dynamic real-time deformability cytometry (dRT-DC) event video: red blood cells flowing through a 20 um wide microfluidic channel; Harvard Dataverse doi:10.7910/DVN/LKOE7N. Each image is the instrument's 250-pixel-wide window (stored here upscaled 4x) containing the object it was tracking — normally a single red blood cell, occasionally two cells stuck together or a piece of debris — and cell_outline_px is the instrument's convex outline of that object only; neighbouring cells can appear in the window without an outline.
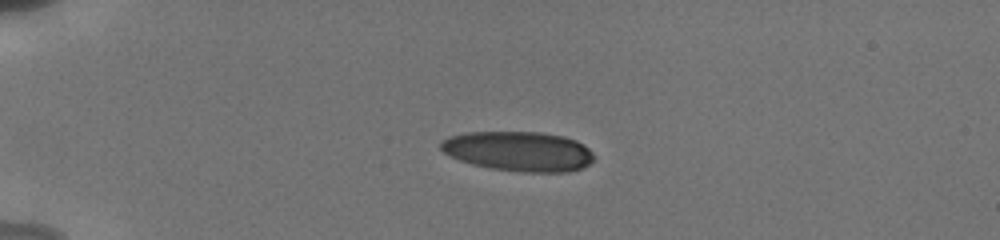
{"species": "human", "species_latin": "Homo sapiens", "temperature_condition": "cold", "stored_images_in_passage": 18, "camera_frame_rate_fps": 3000, "um_per_image_px": 0.085, "donor": {"sex": "male"}, "frame": {"image": 1, "passage_image": 1, "time_ms": 0.0, "image_size_px": [1000, 240], "cell_outline_px": [[592, 160], [584, 168], [568, 172], [520, 172], [492, 168], [472, 164], [460, 160], [444, 152], [440, 148], [440, 140], [448, 136], [464, 132], [540, 132], [564, 136], [576, 140], [584, 144], [592, 152]], "centroid_in_image_um": [44.08, 12.85], "position_along_channel_um": 40.9, "area_um2": 35.66}}
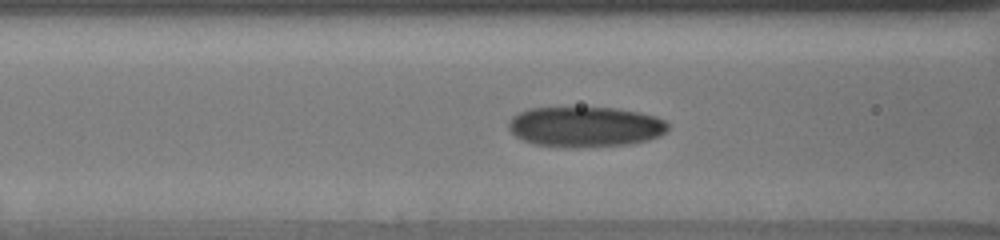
{"frame": {"image": 2, "passage_image": 11, "time_ms": 3.333, "image_size_px": [1000, 240], "cell_outline_px": [[668, 128], [660, 136], [648, 140], [628, 144], [576, 148], [536, 144], [524, 140], [516, 136], [508, 128], [508, 120], [512, 116], [528, 108], [616, 108], [640, 112], [656, 116], [664, 120], [668, 124]], "centroid_in_image_um": [49.75, 10.77], "position_along_channel_um": 116.9, "area_um2": 37.45}}
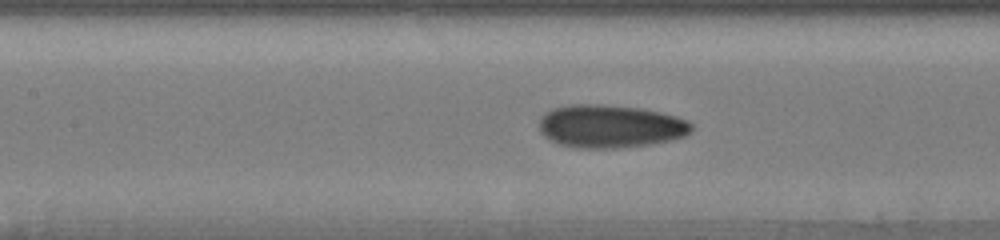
{"frame": {"image": 3, "passage_image": 14, "time_ms": 4.333, "image_size_px": [1000, 240], "cell_outline_px": [[692, 132], [684, 136], [668, 140], [648, 144], [620, 148], [576, 148], [560, 144], [544, 136], [540, 132], [540, 116], [544, 112], [552, 108], [568, 104], [600, 104], [640, 108], [660, 112], [676, 116], [688, 120], [692, 124]], "centroid_in_image_um": [51.85, 10.72], "position_along_channel_um": 155.6, "area_um2": 38.32}}